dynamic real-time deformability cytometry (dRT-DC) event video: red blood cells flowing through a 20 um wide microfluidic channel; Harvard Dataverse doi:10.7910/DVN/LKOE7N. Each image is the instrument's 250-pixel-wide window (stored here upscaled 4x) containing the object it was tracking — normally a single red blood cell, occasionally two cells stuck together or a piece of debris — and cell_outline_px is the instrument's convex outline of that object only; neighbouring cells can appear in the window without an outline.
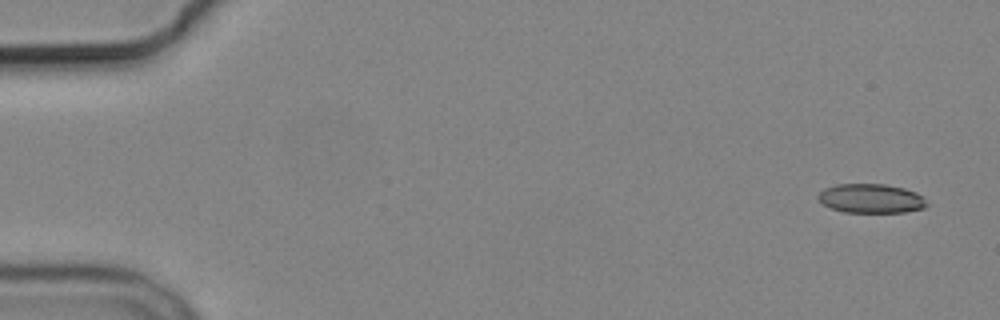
{"species": "common noctule bat (a hibernating species)", "species_latin": "Nyctalus noctula", "temperature_condition": "cold", "stored_images_in_passage": 5, "camera_frame_rate_fps": 3000, "um_per_image_px": 0.085, "animal": {"sex": "male", "body_mass_g": 19.2, "forearm_length_mm": 51.8}, "frame": {"image": 1, "passage_image": 1, "time_ms": 0.0, "image_size_px": [1000, 320], "cell_outline_px": [[928, 204], [924, 208], [904, 212], [844, 212], [832, 208], [824, 204], [816, 196], [824, 188], [836, 184], [884, 184], [904, 188], [916, 192], [924, 196]], "centroid_in_image_um": [74.06, 16.86], "position_along_channel_um": 10.9, "area_um2": 18.5}}